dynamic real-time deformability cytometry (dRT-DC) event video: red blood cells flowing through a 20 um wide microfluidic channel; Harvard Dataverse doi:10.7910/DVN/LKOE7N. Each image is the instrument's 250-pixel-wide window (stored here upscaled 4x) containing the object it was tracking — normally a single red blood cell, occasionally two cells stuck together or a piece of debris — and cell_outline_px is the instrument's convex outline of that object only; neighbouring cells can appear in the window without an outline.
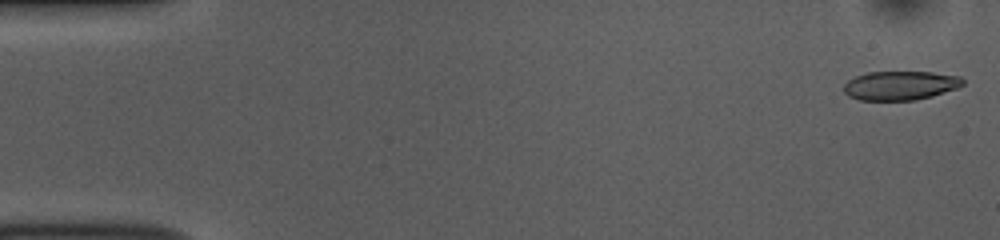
{"species": "common noctule bat (a hibernating species)", "species_latin": "Nyctalus noctula", "temperature_condition": "room temperature", "stored_images_in_passage": 51, "camera_frame_rate_fps": 3000, "um_per_image_px": 0.085, "animal": {"sex": "female", "body_mass_g": 10.0, "forearm_length_mm": 53.1}, "frame": {"image": 1, "passage_image": 1, "time_ms": 0.0, "image_size_px": [1000, 240], "cell_outline_px": [[964, 84], [956, 88], [932, 96], [916, 100], [860, 100], [848, 96], [844, 92], [844, 84], [848, 80], [856, 76], [868, 72], [932, 72], [960, 76], [964, 80]], "centroid_in_image_um": [76.52, 7.27], "position_along_channel_um": 8.5, "area_um2": 20.11}}
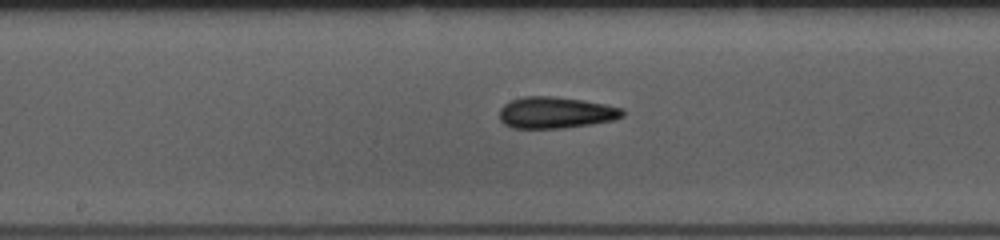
{"frame": {"image": 2, "passage_image": 26, "time_ms": 8.333, "image_size_px": [1000, 240], "cell_outline_px": [[624, 116], [612, 120], [592, 124], [564, 128], [512, 128], [504, 124], [500, 120], [500, 108], [504, 104], [512, 100], [524, 96], [556, 96], [584, 100], [624, 108]], "centroid_in_image_um": [47.24, 9.57], "position_along_channel_um": 201.0, "area_um2": 22.72}}
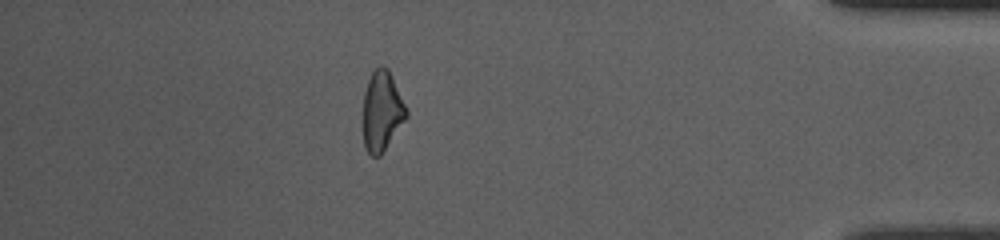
{"frame": {"image": 3, "passage_image": 45, "time_ms": 14.667, "image_size_px": [1000, 240], "cell_outline_px": [[408, 116], [380, 156], [372, 156], [364, 148], [364, 92], [368, 80], [372, 72], [380, 64], [388, 68], [408, 108]], "centroid_in_image_um": [32.49, 9.42], "position_along_channel_um": 402.7, "area_um2": 20.17}, "authors_computed_cell_mechanics": {"area_um2": 21.386, "velocity_mm_per_s": 3.8641, "shape_relaxation_time_tau1_ms": 3.7646, "shape_relaxation_time_tau2_ms": 3.6038, "deformation_change_tau1": 0.1081, "deformation_change_tau2": 0.1165}}